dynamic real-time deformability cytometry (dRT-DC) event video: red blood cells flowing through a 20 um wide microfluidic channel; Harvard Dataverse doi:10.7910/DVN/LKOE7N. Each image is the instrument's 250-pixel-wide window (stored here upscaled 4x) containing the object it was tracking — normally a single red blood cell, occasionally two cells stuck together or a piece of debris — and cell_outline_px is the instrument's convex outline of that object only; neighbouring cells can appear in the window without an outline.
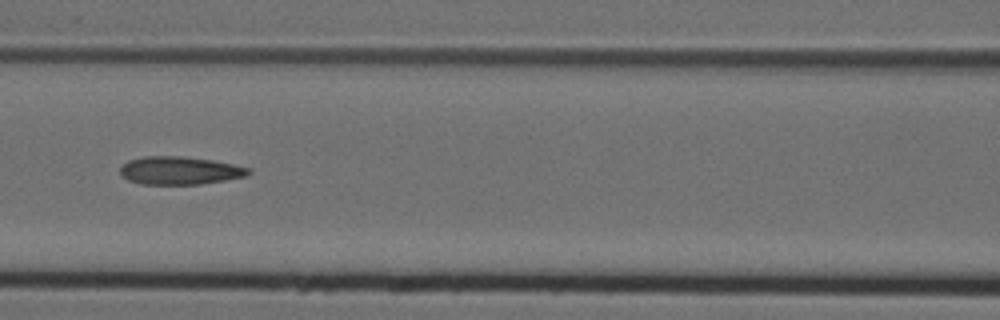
{"species": "Egyptian fruit bat (a non-hibernating species)", "species_latin": "Rousettus aegyptiacus", "temperature_condition": "cold", "stored_images_in_passage": 9, "camera_frame_rate_fps": 3000, "um_per_image_px": 0.085, "animal": {"sex": "female"}, "frame": {"image": 1, "passage_image": 6, "time_ms": 1.667, "image_size_px": [1000, 320], "cell_outline_px": [[252, 172], [248, 176], [200, 184], [140, 184], [128, 180], [120, 172], [120, 168], [128, 160], [144, 156], [184, 156], [212, 160], [252, 168]], "centroid_in_image_um": [15.31, 14.49], "position_along_channel_um": 151.3, "area_um2": 20.98}}
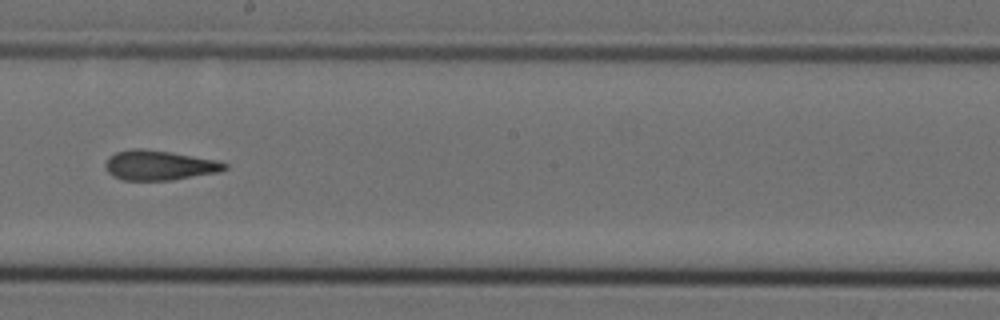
{"frame": {"image": 2, "passage_image": 8, "time_ms": 2.333, "image_size_px": [1000, 320], "cell_outline_px": [[228, 168], [216, 172], [172, 180], [124, 180], [112, 176], [104, 168], [104, 164], [108, 156], [116, 152], [132, 148], [144, 148], [172, 152], [216, 160], [228, 164]], "centroid_in_image_um": [13.48, 14.04], "position_along_channel_um": 234.7, "area_um2": 20.81}}
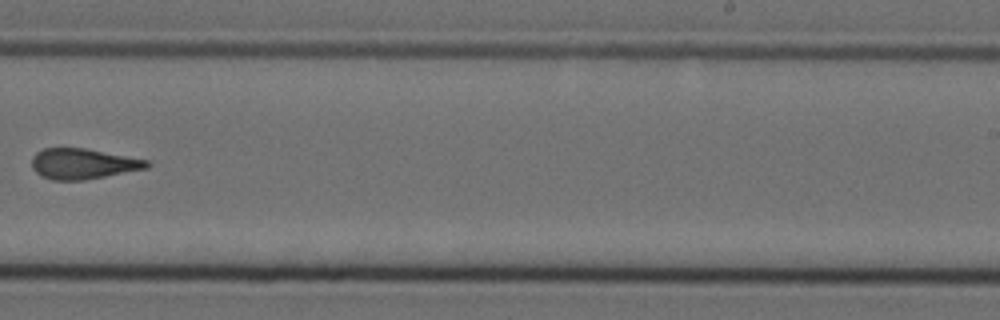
{"frame": {"image": 3, "passage_image": 9, "time_ms": 2.667, "image_size_px": [1000, 320], "cell_outline_px": [[152, 164], [148, 168], [84, 180], [52, 180], [40, 176], [32, 168], [32, 156], [36, 152], [44, 148], [84, 148], [148, 160]], "centroid_in_image_um": [7.04, 13.92], "position_along_channel_um": 282.0, "area_um2": 20.46}}